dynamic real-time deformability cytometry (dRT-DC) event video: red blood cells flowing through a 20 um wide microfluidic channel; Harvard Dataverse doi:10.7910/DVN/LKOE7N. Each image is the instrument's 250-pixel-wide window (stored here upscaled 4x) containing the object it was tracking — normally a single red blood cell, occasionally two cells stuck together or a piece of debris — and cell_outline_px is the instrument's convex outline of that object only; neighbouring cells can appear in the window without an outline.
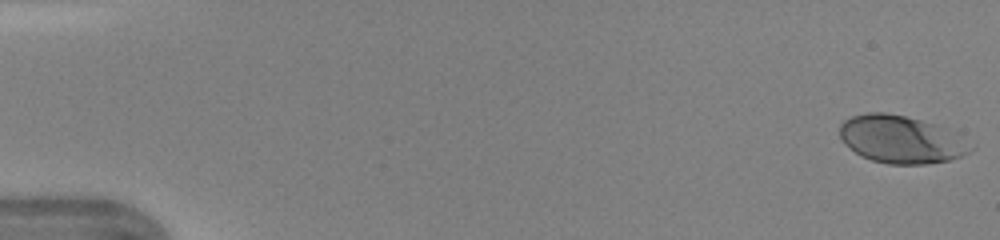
{"species": "human", "species_latin": "Homo sapiens", "temperature_condition": "warm", "stored_images_in_passage": 46, "camera_frame_rate_fps": 3000, "um_per_image_px": 0.085, "donor": {"sex": "female"}, "frame": {"image": 1, "passage_image": 1, "time_ms": 0.0, "image_size_px": [1000, 240], "cell_outline_px": [[976, 148], [960, 156], [948, 160], [924, 164], [888, 164], [872, 160], [860, 156], [840, 136], [840, 124], [844, 120], [852, 116], [868, 112], [884, 112], [904, 116], [920, 120], [932, 124]], "centroid_in_image_um": [76.51, 11.86], "position_along_channel_um": 8.5, "area_um2": 35.14}}
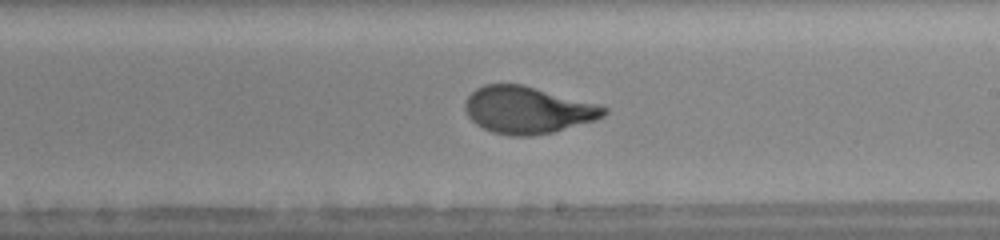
{"frame": {"image": 2, "passage_image": 28, "time_ms": 9.0, "image_size_px": [1000, 240], "cell_outline_px": [[608, 112], [604, 116], [596, 120], [556, 132], [532, 136], [508, 136], [492, 132], [476, 124], [468, 116], [464, 108], [464, 104], [468, 96], [476, 88], [484, 84], [520, 84], [596, 104], [608, 108]], "centroid_in_image_um": [44.84, 9.37], "position_along_channel_um": 244.2, "area_um2": 37.97}}
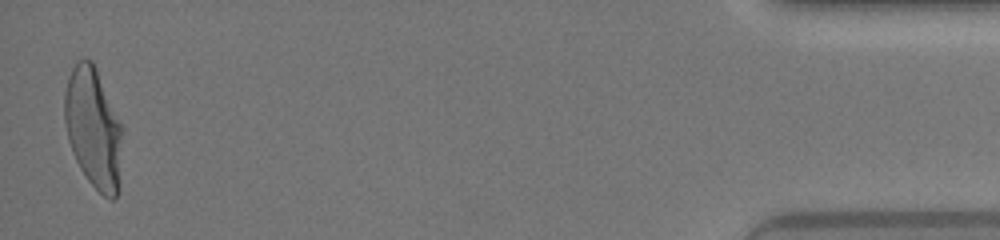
{"frame": {"image": 3, "passage_image": 46, "time_ms": 15.0, "image_size_px": [1000, 240], "cell_outline_px": [[124, 128], [120, 188], [116, 196], [112, 200], [104, 196], [88, 180], [80, 168], [72, 152], [68, 140], [64, 120], [64, 92], [68, 76], [76, 60], [92, 60], [96, 68]], "centroid_in_image_um": [7.97, 10.91], "position_along_channel_um": 427.2, "area_um2": 41.33}, "authors_computed_cell_mechanics": {"area_um2": 37.5989, "velocity_mm_per_s": 4.37, "shape_relaxation_time_tau1_ms": 3.7503, "shape_relaxation_time_tau2_ms": null, "deformation_change_tau1": 0.1924, "deformation_change_tau2": null}}